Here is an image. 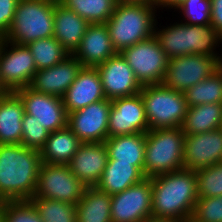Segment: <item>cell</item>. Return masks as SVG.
Here are the masks:
<instances>
[{"label": "cell", "mask_w": 222, "mask_h": 222, "mask_svg": "<svg viewBox=\"0 0 222 222\" xmlns=\"http://www.w3.org/2000/svg\"><path fill=\"white\" fill-rule=\"evenodd\" d=\"M217 71L222 76V58L217 61Z\"/></svg>", "instance_id": "cell-44"}, {"label": "cell", "mask_w": 222, "mask_h": 222, "mask_svg": "<svg viewBox=\"0 0 222 222\" xmlns=\"http://www.w3.org/2000/svg\"><path fill=\"white\" fill-rule=\"evenodd\" d=\"M156 7L154 5H118L106 25L117 53L154 36Z\"/></svg>", "instance_id": "cell-4"}, {"label": "cell", "mask_w": 222, "mask_h": 222, "mask_svg": "<svg viewBox=\"0 0 222 222\" xmlns=\"http://www.w3.org/2000/svg\"><path fill=\"white\" fill-rule=\"evenodd\" d=\"M54 6V0H19L4 39L27 45L38 39L53 37Z\"/></svg>", "instance_id": "cell-6"}, {"label": "cell", "mask_w": 222, "mask_h": 222, "mask_svg": "<svg viewBox=\"0 0 222 222\" xmlns=\"http://www.w3.org/2000/svg\"><path fill=\"white\" fill-rule=\"evenodd\" d=\"M210 2H211L210 24L222 36V0H210Z\"/></svg>", "instance_id": "cell-39"}, {"label": "cell", "mask_w": 222, "mask_h": 222, "mask_svg": "<svg viewBox=\"0 0 222 222\" xmlns=\"http://www.w3.org/2000/svg\"><path fill=\"white\" fill-rule=\"evenodd\" d=\"M49 131L43 127L34 116L24 114L22 120V140L21 145L41 150L49 136Z\"/></svg>", "instance_id": "cell-34"}, {"label": "cell", "mask_w": 222, "mask_h": 222, "mask_svg": "<svg viewBox=\"0 0 222 222\" xmlns=\"http://www.w3.org/2000/svg\"><path fill=\"white\" fill-rule=\"evenodd\" d=\"M111 105V100L104 99L68 113L67 126L82 143H104Z\"/></svg>", "instance_id": "cell-13"}, {"label": "cell", "mask_w": 222, "mask_h": 222, "mask_svg": "<svg viewBox=\"0 0 222 222\" xmlns=\"http://www.w3.org/2000/svg\"><path fill=\"white\" fill-rule=\"evenodd\" d=\"M184 168L197 171L222 162V128L185 135Z\"/></svg>", "instance_id": "cell-17"}, {"label": "cell", "mask_w": 222, "mask_h": 222, "mask_svg": "<svg viewBox=\"0 0 222 222\" xmlns=\"http://www.w3.org/2000/svg\"><path fill=\"white\" fill-rule=\"evenodd\" d=\"M175 9L181 10L184 23L190 25H209L211 22L210 0H184Z\"/></svg>", "instance_id": "cell-35"}, {"label": "cell", "mask_w": 222, "mask_h": 222, "mask_svg": "<svg viewBox=\"0 0 222 222\" xmlns=\"http://www.w3.org/2000/svg\"><path fill=\"white\" fill-rule=\"evenodd\" d=\"M144 167H135L131 163L108 159L96 188L102 192L114 195L145 179Z\"/></svg>", "instance_id": "cell-23"}, {"label": "cell", "mask_w": 222, "mask_h": 222, "mask_svg": "<svg viewBox=\"0 0 222 222\" xmlns=\"http://www.w3.org/2000/svg\"><path fill=\"white\" fill-rule=\"evenodd\" d=\"M53 26V37L68 53L73 54L80 45L89 23L73 10L55 1Z\"/></svg>", "instance_id": "cell-22"}, {"label": "cell", "mask_w": 222, "mask_h": 222, "mask_svg": "<svg viewBox=\"0 0 222 222\" xmlns=\"http://www.w3.org/2000/svg\"><path fill=\"white\" fill-rule=\"evenodd\" d=\"M15 93L20 97L25 113L34 116L49 132L67 126L68 114L62 98L37 92L29 86Z\"/></svg>", "instance_id": "cell-15"}, {"label": "cell", "mask_w": 222, "mask_h": 222, "mask_svg": "<svg viewBox=\"0 0 222 222\" xmlns=\"http://www.w3.org/2000/svg\"><path fill=\"white\" fill-rule=\"evenodd\" d=\"M184 222H194L193 220H191V219H187L186 221H184Z\"/></svg>", "instance_id": "cell-46"}, {"label": "cell", "mask_w": 222, "mask_h": 222, "mask_svg": "<svg viewBox=\"0 0 222 222\" xmlns=\"http://www.w3.org/2000/svg\"><path fill=\"white\" fill-rule=\"evenodd\" d=\"M198 197L222 196V162L196 171Z\"/></svg>", "instance_id": "cell-33"}, {"label": "cell", "mask_w": 222, "mask_h": 222, "mask_svg": "<svg viewBox=\"0 0 222 222\" xmlns=\"http://www.w3.org/2000/svg\"><path fill=\"white\" fill-rule=\"evenodd\" d=\"M85 186L70 171L68 165L42 162L35 194L33 197L52 199L77 204L84 195Z\"/></svg>", "instance_id": "cell-9"}, {"label": "cell", "mask_w": 222, "mask_h": 222, "mask_svg": "<svg viewBox=\"0 0 222 222\" xmlns=\"http://www.w3.org/2000/svg\"><path fill=\"white\" fill-rule=\"evenodd\" d=\"M3 222H43L30 200L6 201Z\"/></svg>", "instance_id": "cell-36"}, {"label": "cell", "mask_w": 222, "mask_h": 222, "mask_svg": "<svg viewBox=\"0 0 222 222\" xmlns=\"http://www.w3.org/2000/svg\"><path fill=\"white\" fill-rule=\"evenodd\" d=\"M156 28L155 25L154 36L168 59L190 54L214 56L217 60L222 58L214 51L222 43V36L211 24L199 26L176 22L162 30Z\"/></svg>", "instance_id": "cell-3"}, {"label": "cell", "mask_w": 222, "mask_h": 222, "mask_svg": "<svg viewBox=\"0 0 222 222\" xmlns=\"http://www.w3.org/2000/svg\"><path fill=\"white\" fill-rule=\"evenodd\" d=\"M81 68L80 62L70 54L57 65L36 71L29 87L62 98Z\"/></svg>", "instance_id": "cell-18"}, {"label": "cell", "mask_w": 222, "mask_h": 222, "mask_svg": "<svg viewBox=\"0 0 222 222\" xmlns=\"http://www.w3.org/2000/svg\"><path fill=\"white\" fill-rule=\"evenodd\" d=\"M185 134L181 127L146 132L144 175L151 178L184 168Z\"/></svg>", "instance_id": "cell-5"}, {"label": "cell", "mask_w": 222, "mask_h": 222, "mask_svg": "<svg viewBox=\"0 0 222 222\" xmlns=\"http://www.w3.org/2000/svg\"><path fill=\"white\" fill-rule=\"evenodd\" d=\"M140 95L149 130L182 126L188 111L184 93L159 84L142 86Z\"/></svg>", "instance_id": "cell-7"}, {"label": "cell", "mask_w": 222, "mask_h": 222, "mask_svg": "<svg viewBox=\"0 0 222 222\" xmlns=\"http://www.w3.org/2000/svg\"><path fill=\"white\" fill-rule=\"evenodd\" d=\"M104 99L106 96L96 67H82L62 97L67 114Z\"/></svg>", "instance_id": "cell-19"}, {"label": "cell", "mask_w": 222, "mask_h": 222, "mask_svg": "<svg viewBox=\"0 0 222 222\" xmlns=\"http://www.w3.org/2000/svg\"><path fill=\"white\" fill-rule=\"evenodd\" d=\"M108 119V137L146 133L149 124L140 93L111 101Z\"/></svg>", "instance_id": "cell-14"}, {"label": "cell", "mask_w": 222, "mask_h": 222, "mask_svg": "<svg viewBox=\"0 0 222 222\" xmlns=\"http://www.w3.org/2000/svg\"><path fill=\"white\" fill-rule=\"evenodd\" d=\"M191 220L194 222H222V196L198 197Z\"/></svg>", "instance_id": "cell-37"}, {"label": "cell", "mask_w": 222, "mask_h": 222, "mask_svg": "<svg viewBox=\"0 0 222 222\" xmlns=\"http://www.w3.org/2000/svg\"><path fill=\"white\" fill-rule=\"evenodd\" d=\"M37 71L57 65L70 55L54 37L42 38L27 44Z\"/></svg>", "instance_id": "cell-31"}, {"label": "cell", "mask_w": 222, "mask_h": 222, "mask_svg": "<svg viewBox=\"0 0 222 222\" xmlns=\"http://www.w3.org/2000/svg\"><path fill=\"white\" fill-rule=\"evenodd\" d=\"M104 143L108 159L144 167L146 133L108 137Z\"/></svg>", "instance_id": "cell-26"}, {"label": "cell", "mask_w": 222, "mask_h": 222, "mask_svg": "<svg viewBox=\"0 0 222 222\" xmlns=\"http://www.w3.org/2000/svg\"><path fill=\"white\" fill-rule=\"evenodd\" d=\"M36 71L35 60L27 45L0 39V79L8 92L28 87Z\"/></svg>", "instance_id": "cell-10"}, {"label": "cell", "mask_w": 222, "mask_h": 222, "mask_svg": "<svg viewBox=\"0 0 222 222\" xmlns=\"http://www.w3.org/2000/svg\"><path fill=\"white\" fill-rule=\"evenodd\" d=\"M105 143H82L67 164L70 171L87 187H95L107 165Z\"/></svg>", "instance_id": "cell-20"}, {"label": "cell", "mask_w": 222, "mask_h": 222, "mask_svg": "<svg viewBox=\"0 0 222 222\" xmlns=\"http://www.w3.org/2000/svg\"><path fill=\"white\" fill-rule=\"evenodd\" d=\"M65 8L73 10L89 24L106 23L116 6L115 0H59Z\"/></svg>", "instance_id": "cell-29"}, {"label": "cell", "mask_w": 222, "mask_h": 222, "mask_svg": "<svg viewBox=\"0 0 222 222\" xmlns=\"http://www.w3.org/2000/svg\"><path fill=\"white\" fill-rule=\"evenodd\" d=\"M151 178L111 196L112 222H144L152 218Z\"/></svg>", "instance_id": "cell-12"}, {"label": "cell", "mask_w": 222, "mask_h": 222, "mask_svg": "<svg viewBox=\"0 0 222 222\" xmlns=\"http://www.w3.org/2000/svg\"><path fill=\"white\" fill-rule=\"evenodd\" d=\"M19 0H0V39H4L14 19Z\"/></svg>", "instance_id": "cell-38"}, {"label": "cell", "mask_w": 222, "mask_h": 222, "mask_svg": "<svg viewBox=\"0 0 222 222\" xmlns=\"http://www.w3.org/2000/svg\"><path fill=\"white\" fill-rule=\"evenodd\" d=\"M76 221L112 222L111 195L96 187H87L84 195L76 204Z\"/></svg>", "instance_id": "cell-27"}, {"label": "cell", "mask_w": 222, "mask_h": 222, "mask_svg": "<svg viewBox=\"0 0 222 222\" xmlns=\"http://www.w3.org/2000/svg\"><path fill=\"white\" fill-rule=\"evenodd\" d=\"M144 222H177L175 220H168V219H157V218H149L148 220H145Z\"/></svg>", "instance_id": "cell-42"}, {"label": "cell", "mask_w": 222, "mask_h": 222, "mask_svg": "<svg viewBox=\"0 0 222 222\" xmlns=\"http://www.w3.org/2000/svg\"><path fill=\"white\" fill-rule=\"evenodd\" d=\"M43 222H77L76 205L41 197L30 199Z\"/></svg>", "instance_id": "cell-32"}, {"label": "cell", "mask_w": 222, "mask_h": 222, "mask_svg": "<svg viewBox=\"0 0 222 222\" xmlns=\"http://www.w3.org/2000/svg\"><path fill=\"white\" fill-rule=\"evenodd\" d=\"M184 95L188 107L222 103V76L215 71L208 78L188 88Z\"/></svg>", "instance_id": "cell-30"}, {"label": "cell", "mask_w": 222, "mask_h": 222, "mask_svg": "<svg viewBox=\"0 0 222 222\" xmlns=\"http://www.w3.org/2000/svg\"><path fill=\"white\" fill-rule=\"evenodd\" d=\"M42 159L39 150L0 144V199L30 200L36 191Z\"/></svg>", "instance_id": "cell-2"}, {"label": "cell", "mask_w": 222, "mask_h": 222, "mask_svg": "<svg viewBox=\"0 0 222 222\" xmlns=\"http://www.w3.org/2000/svg\"><path fill=\"white\" fill-rule=\"evenodd\" d=\"M214 56L190 54L168 60L162 85L171 90L184 93L188 88L211 76L217 71Z\"/></svg>", "instance_id": "cell-11"}, {"label": "cell", "mask_w": 222, "mask_h": 222, "mask_svg": "<svg viewBox=\"0 0 222 222\" xmlns=\"http://www.w3.org/2000/svg\"><path fill=\"white\" fill-rule=\"evenodd\" d=\"M184 0H154V6L156 7V9L158 7H168L169 8H176L181 2H183Z\"/></svg>", "instance_id": "cell-40"}, {"label": "cell", "mask_w": 222, "mask_h": 222, "mask_svg": "<svg viewBox=\"0 0 222 222\" xmlns=\"http://www.w3.org/2000/svg\"><path fill=\"white\" fill-rule=\"evenodd\" d=\"M106 99L134 96L141 92L142 86L121 53L110 57L96 66Z\"/></svg>", "instance_id": "cell-16"}, {"label": "cell", "mask_w": 222, "mask_h": 222, "mask_svg": "<svg viewBox=\"0 0 222 222\" xmlns=\"http://www.w3.org/2000/svg\"><path fill=\"white\" fill-rule=\"evenodd\" d=\"M8 91L4 88L2 82H1V79H0V97L7 94Z\"/></svg>", "instance_id": "cell-45"}, {"label": "cell", "mask_w": 222, "mask_h": 222, "mask_svg": "<svg viewBox=\"0 0 222 222\" xmlns=\"http://www.w3.org/2000/svg\"><path fill=\"white\" fill-rule=\"evenodd\" d=\"M152 217L184 222L198 199L196 171L182 168L151 177Z\"/></svg>", "instance_id": "cell-1"}, {"label": "cell", "mask_w": 222, "mask_h": 222, "mask_svg": "<svg viewBox=\"0 0 222 222\" xmlns=\"http://www.w3.org/2000/svg\"><path fill=\"white\" fill-rule=\"evenodd\" d=\"M118 5H154V0H115Z\"/></svg>", "instance_id": "cell-41"}, {"label": "cell", "mask_w": 222, "mask_h": 222, "mask_svg": "<svg viewBox=\"0 0 222 222\" xmlns=\"http://www.w3.org/2000/svg\"><path fill=\"white\" fill-rule=\"evenodd\" d=\"M116 54L106 23L89 24L73 53L82 67H96Z\"/></svg>", "instance_id": "cell-21"}, {"label": "cell", "mask_w": 222, "mask_h": 222, "mask_svg": "<svg viewBox=\"0 0 222 222\" xmlns=\"http://www.w3.org/2000/svg\"><path fill=\"white\" fill-rule=\"evenodd\" d=\"M5 202L6 200L0 199V222H3V211L5 208Z\"/></svg>", "instance_id": "cell-43"}, {"label": "cell", "mask_w": 222, "mask_h": 222, "mask_svg": "<svg viewBox=\"0 0 222 222\" xmlns=\"http://www.w3.org/2000/svg\"><path fill=\"white\" fill-rule=\"evenodd\" d=\"M222 128V103L188 107L181 126L185 135L210 132Z\"/></svg>", "instance_id": "cell-28"}, {"label": "cell", "mask_w": 222, "mask_h": 222, "mask_svg": "<svg viewBox=\"0 0 222 222\" xmlns=\"http://www.w3.org/2000/svg\"><path fill=\"white\" fill-rule=\"evenodd\" d=\"M121 54L141 86L162 83L169 59L155 36L124 49Z\"/></svg>", "instance_id": "cell-8"}, {"label": "cell", "mask_w": 222, "mask_h": 222, "mask_svg": "<svg viewBox=\"0 0 222 222\" xmlns=\"http://www.w3.org/2000/svg\"><path fill=\"white\" fill-rule=\"evenodd\" d=\"M81 144L82 142L68 126L50 132L44 147L40 150L42 162L67 165Z\"/></svg>", "instance_id": "cell-25"}, {"label": "cell", "mask_w": 222, "mask_h": 222, "mask_svg": "<svg viewBox=\"0 0 222 222\" xmlns=\"http://www.w3.org/2000/svg\"><path fill=\"white\" fill-rule=\"evenodd\" d=\"M23 103L15 92L0 97V144H21Z\"/></svg>", "instance_id": "cell-24"}]
</instances>
